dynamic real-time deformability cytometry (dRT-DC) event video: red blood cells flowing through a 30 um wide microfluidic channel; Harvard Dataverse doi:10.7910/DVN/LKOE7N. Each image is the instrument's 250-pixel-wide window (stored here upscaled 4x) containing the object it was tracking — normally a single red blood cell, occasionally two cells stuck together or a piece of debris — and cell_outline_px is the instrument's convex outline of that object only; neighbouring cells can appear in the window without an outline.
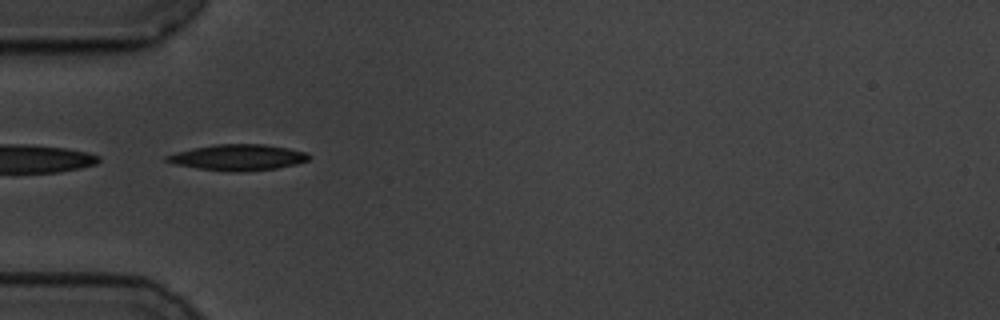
{"species": "common noctule bat (a hibernating species)", "species_latin": "Nyctalus noctula", "temperature_condition": "cold", "stored_images_in_passage": 40, "camera_frame_rate_fps": 3000, "um_per_image_px": 0.085, "animal": {"sex": "male", "body_mass_g": 19.5, "forearm_length_mm": 54.6}, "frame": {"image": 1, "passage_image": 1, "time_ms": 0.0, "image_size_px": [1000, 320], "cell_outline_px": [[312, 156], [308, 160], [296, 164], [276, 168], [196, 168], [176, 164], [164, 160], [164, 156], [176, 152], [216, 144], [264, 144], [288, 148], [308, 152]], "centroid_in_image_um": [20.27, 13.31], "position_along_channel_um": 64.7, "area_um2": 20.23}}
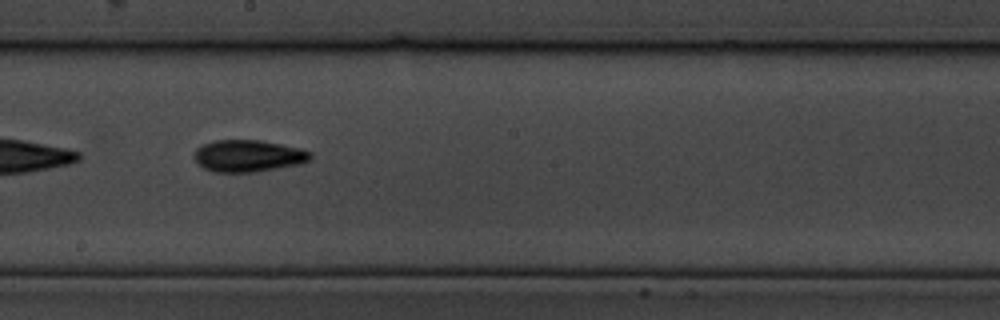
{"frame": {"image": 2, "passage_image": 15, "time_ms": 4.667, "image_size_px": [1000, 320], "cell_outline_px": [[312, 160], [300, 164], [256, 172], [216, 172], [204, 168], [192, 156], [196, 148], [204, 144], [216, 140], [260, 140], [300, 148], [312, 152]], "centroid_in_image_um": [21.12, 13.25], "position_along_channel_um": 227.1, "area_um2": 21.68}}
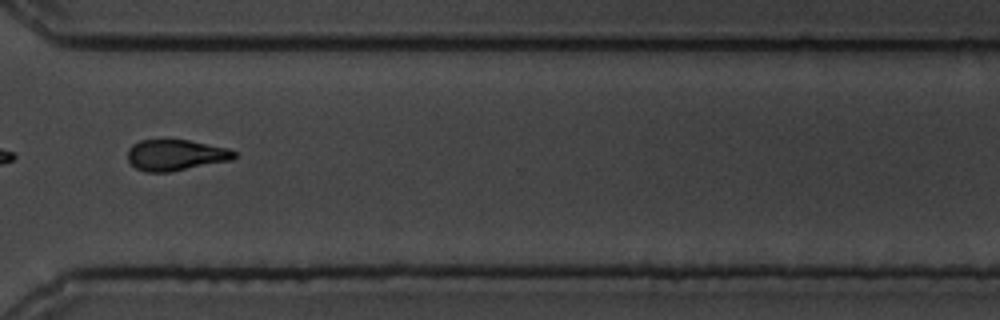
{"frame": {"image": 3, "passage_image": 26, "time_ms": 8.333, "image_size_px": [1000, 320], "cell_outline_px": [[236, 156], [232, 160], [168, 172], [144, 172], [136, 168], [128, 160], [128, 148], [132, 144], [140, 140], [188, 140], [228, 148], [236, 152]], "centroid_in_image_um": [14.92, 13.18], "position_along_channel_um": 355.7, "area_um2": 19.19}, "authors_computed_cell_mechanics": {"area_um2": 20.0855, "velocity_mm_per_s": 3.5099, "shape_relaxation_time_tau1_ms": 3.2699, "shape_relaxation_time_tau2_ms": 6.4268, "deformation_change_tau1": 0.1268, "deformation_change_tau2": 0.1512}}